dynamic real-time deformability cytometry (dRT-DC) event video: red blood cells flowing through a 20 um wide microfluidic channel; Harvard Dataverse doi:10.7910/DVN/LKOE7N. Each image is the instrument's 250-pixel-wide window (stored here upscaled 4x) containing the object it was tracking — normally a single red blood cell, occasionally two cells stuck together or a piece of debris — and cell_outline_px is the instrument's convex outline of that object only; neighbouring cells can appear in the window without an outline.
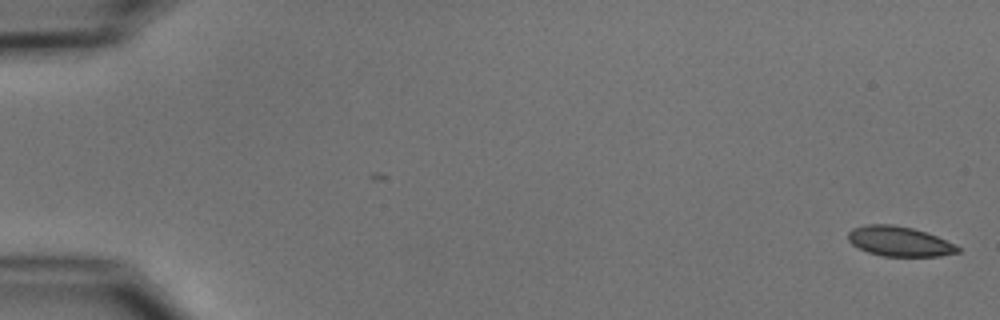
{"species": "common noctule bat (a hibernating species)", "species_latin": "Nyctalus noctula", "temperature_condition": "cold", "stored_images_in_passage": 7, "camera_frame_rate_fps": 3000, "um_per_image_px": 0.085, "animal": {"sex": "male", "body_mass_g": 15.6}, "frame": {"image": 1, "passage_image": 1, "time_ms": 0.0, "image_size_px": [1000, 320], "cell_outline_px": [[960, 252], [940, 256], [884, 256], [868, 252], [852, 244], [848, 240], [848, 232], [852, 228], [864, 224], [892, 224], [912, 228], [936, 236], [956, 244], [960, 248]], "centroid_in_image_um": [76.44, 20.51], "position_along_channel_um": 8.6, "area_um2": 19.07}}
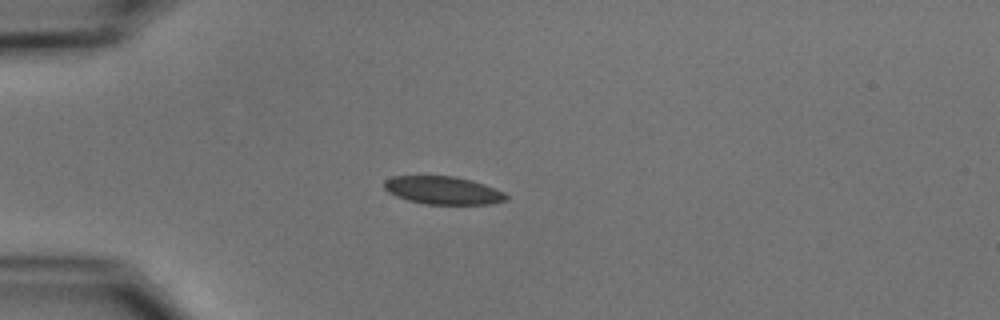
{"frame": {"image": 2, "passage_image": 5, "time_ms": 4.667, "image_size_px": [1000, 320], "cell_outline_px": [[508, 200], [488, 204], [428, 204], [408, 200], [396, 196], [388, 192], [384, 188], [384, 180], [392, 176], [456, 176], [472, 180], [484, 184], [504, 192], [508, 196]], "centroid_in_image_um": [37.66, 16.17], "position_along_channel_um": 47.3, "area_um2": 19.88}}